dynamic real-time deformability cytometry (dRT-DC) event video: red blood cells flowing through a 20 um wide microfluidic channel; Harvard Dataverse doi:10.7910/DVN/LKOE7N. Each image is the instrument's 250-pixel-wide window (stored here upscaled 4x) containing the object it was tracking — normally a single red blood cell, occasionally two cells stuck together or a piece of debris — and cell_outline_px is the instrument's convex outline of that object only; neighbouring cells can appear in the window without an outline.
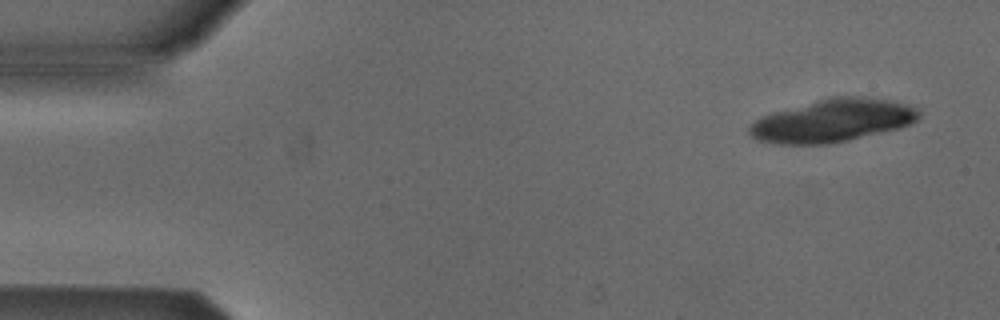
{"species": "Egyptian fruit bat (a non-hibernating species)", "species_latin": "Rousettus aegyptiacus", "temperature_condition": "cold", "stored_images_in_passage": 5, "camera_frame_rate_fps": 3000, "um_per_image_px": 0.085, "animal": {"sex": "male"}, "frame": {"image": 1, "passage_image": 1, "time_ms": 0.0, "image_size_px": [1000, 320], "cell_outline_px": [[920, 116], [916, 120], [908, 124], [896, 128], [848, 140], [828, 144], [776, 144], [756, 140], [748, 132], [748, 128], [760, 116], [772, 112], [816, 100], [832, 96], [864, 96], [888, 100], [908, 104], [920, 108]], "centroid_in_image_um": [70.75, 10.24], "position_along_channel_um": 14.3, "area_um2": 42.25}}
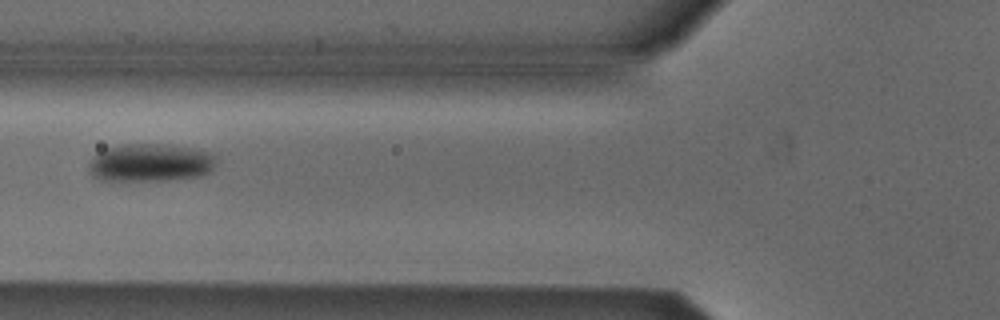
{"frame": {"image": 2, "passage_image": 5, "time_ms": 5.667, "image_size_px": [1000, 320], "cell_outline_px": [[216, 160], [212, 172], [204, 176], [172, 180], [100, 180], [92, 176], [88, 168], [88, 164], [92, 156], [108, 148], [120, 144], [160, 144], [188, 148], [212, 152], [216, 156]], "centroid_in_image_um": [12.81, 13.84], "position_along_channel_um": 113.0, "area_um2": 28.44}}